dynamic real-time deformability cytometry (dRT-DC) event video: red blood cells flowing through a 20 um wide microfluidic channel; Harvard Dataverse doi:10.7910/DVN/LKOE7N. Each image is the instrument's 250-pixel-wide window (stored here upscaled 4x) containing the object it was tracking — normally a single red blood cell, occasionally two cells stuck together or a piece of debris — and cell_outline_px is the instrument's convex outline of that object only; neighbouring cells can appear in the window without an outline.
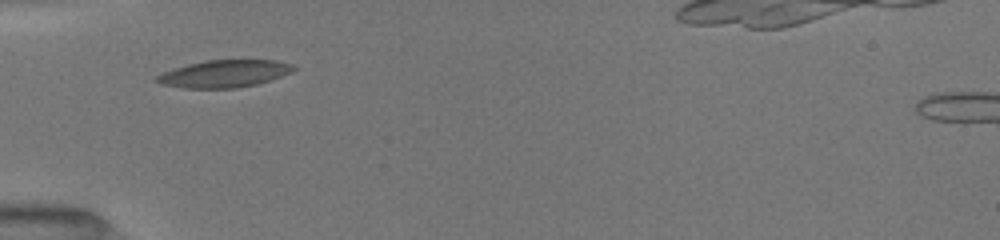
{"species": "common noctule bat (a hibernating species)", "species_latin": "Nyctalus noctula", "temperature_condition": "room temperature", "stored_images_in_passage": 34, "camera_frame_rate_fps": 3000, "um_per_image_px": 0.085, "animal": {"sex": "female", "body_mass_g": 19.5, "forearm_length_mm": 54.1}, "frame": {"image": 1, "passage_image": 1, "time_ms": 0.0, "image_size_px": [1000, 240], "cell_outline_px": [[296, 68], [292, 72], [256, 84], [236, 88], [184, 88], [160, 84], [152, 80], [156, 76], [164, 72], [188, 64], [208, 60], [276, 60], [292, 64]], "centroid_in_image_um": [19.04, 6.27], "position_along_channel_um": 66.0, "area_um2": 21.62}}
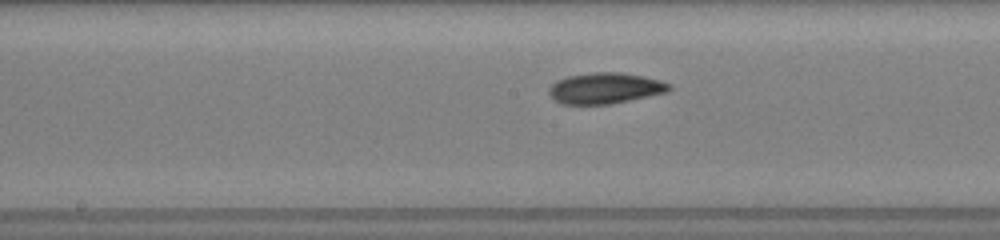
{"frame": {"image": 2, "passage_image": 11, "time_ms": 3.333, "image_size_px": [1000, 240], "cell_outline_px": [[672, 88], [668, 92], [608, 104], [560, 104], [548, 92], [548, 88], [556, 80], [568, 76], [592, 72], [620, 72], [644, 76], [660, 80], [672, 84]], "centroid_in_image_um": [51.45, 7.48], "position_along_channel_um": 196.8, "area_um2": 21.68}}
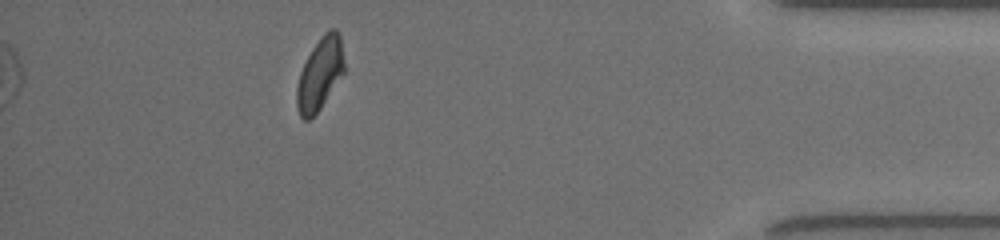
{"frame": {"image": 3, "passage_image": 30, "time_ms": 9.667, "image_size_px": [1000, 240], "cell_outline_px": [[344, 72], [320, 108], [308, 120], [304, 120], [300, 116], [296, 104], [296, 88], [300, 72], [312, 48], [324, 32], [328, 28], [336, 28], [340, 32], [344, 60]], "centroid_in_image_um": [27.2, 6.23], "position_along_channel_um": 408.0, "area_um2": 19.88}}